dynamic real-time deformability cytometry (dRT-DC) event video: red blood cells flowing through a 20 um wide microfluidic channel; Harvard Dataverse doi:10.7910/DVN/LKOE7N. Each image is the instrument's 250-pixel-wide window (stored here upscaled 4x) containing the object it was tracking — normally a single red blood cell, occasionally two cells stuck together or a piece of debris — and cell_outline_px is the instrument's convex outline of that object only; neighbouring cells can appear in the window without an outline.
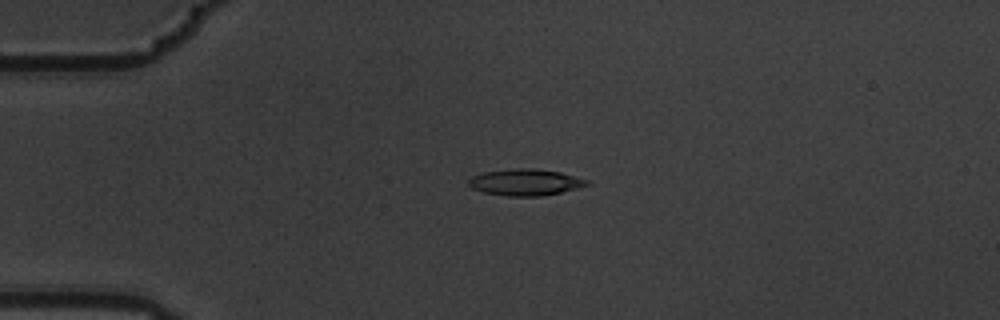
{"species": "common noctule bat (a hibernating species)", "species_latin": "Nyctalus noctula", "temperature_condition": "warm", "stored_images_in_passage": 5, "camera_frame_rate_fps": 3000, "um_per_image_px": 0.085, "animal": {"sex": "male", "body_mass_g": 19.5, "forearm_length_mm": 54.6}, "frame": {"image": 1, "passage_image": 2, "time_ms": 0.333, "image_size_px": [1000, 320], "cell_outline_px": [[592, 184], [560, 192], [540, 196], [508, 196], [484, 192], [472, 188], [468, 184], [468, 180], [472, 176], [484, 172], [516, 168], [532, 168], [560, 172], [588, 180]], "centroid_in_image_um": [44.65, 15.49], "position_along_channel_um": 40.4, "area_um2": 18.09}}
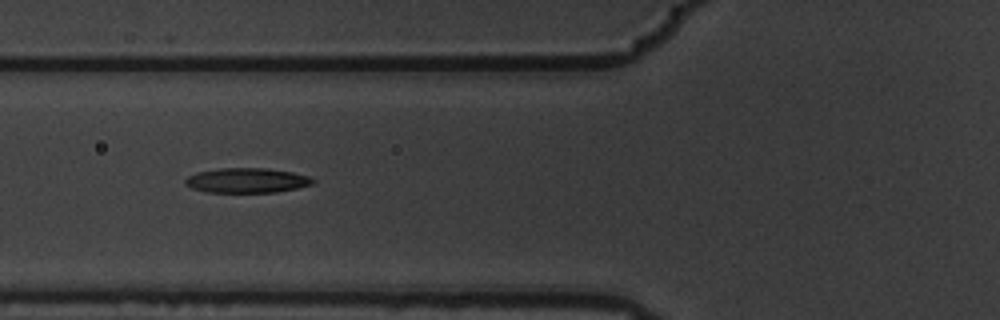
{"frame": {"image": 2, "passage_image": 4, "time_ms": 1.0, "image_size_px": [1000, 320], "cell_outline_px": [[316, 180], [312, 184], [296, 188], [276, 192], [208, 192], [192, 188], [184, 184], [184, 180], [188, 176], [196, 172], [220, 168], [268, 168], [292, 172], [308, 176]], "centroid_in_image_um": [20.96, 15.33], "position_along_channel_um": 104.8, "area_um2": 18.44}}
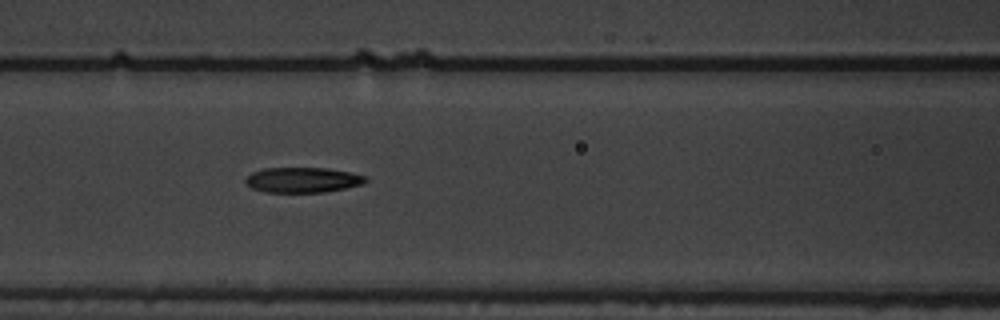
{"frame": {"image": 3, "passage_image": 5, "time_ms": 1.333, "image_size_px": [1000, 320], "cell_outline_px": [[368, 180], [360, 184], [344, 188], [324, 192], [264, 192], [252, 188], [244, 180], [252, 172], [264, 168], [328, 168], [368, 176]], "centroid_in_image_um": [25.72, 15.29], "position_along_channel_um": 140.9, "area_um2": 17.51}}